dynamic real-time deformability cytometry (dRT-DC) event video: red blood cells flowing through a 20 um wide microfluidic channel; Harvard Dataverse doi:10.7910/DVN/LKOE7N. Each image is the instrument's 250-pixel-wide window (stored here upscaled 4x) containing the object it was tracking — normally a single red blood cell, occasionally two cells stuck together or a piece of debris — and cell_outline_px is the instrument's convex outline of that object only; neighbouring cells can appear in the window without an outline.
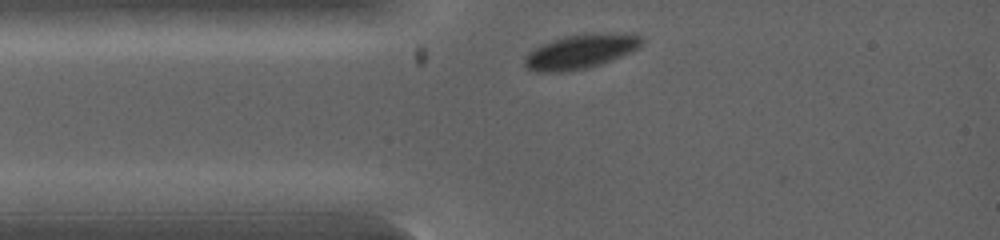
{"species": "common noctule bat (a hibernating species)", "species_latin": "Nyctalus noctula", "temperature_condition": "warm", "stored_images_in_passage": 2, "camera_frame_rate_fps": 5000, "um_per_image_px": 0.085, "animal": {"sex": "female", "body_mass_g": 19.0, "forearm_length_mm": 53.3}, "frame": {"image": 1, "passage_image": 1, "time_ms": 0.0, "image_size_px": [1000, 240], "cell_outline_px": [[644, 40], [636, 48], [620, 56], [600, 64], [588, 68], [564, 72], [536, 72], [524, 68], [524, 60], [528, 52], [540, 44], [552, 40], [568, 36], [600, 32], [632, 32], [640, 36]], "centroid_in_image_um": [49.32, 4.37], "position_along_channel_um": 35.7, "area_um2": 23.58}}